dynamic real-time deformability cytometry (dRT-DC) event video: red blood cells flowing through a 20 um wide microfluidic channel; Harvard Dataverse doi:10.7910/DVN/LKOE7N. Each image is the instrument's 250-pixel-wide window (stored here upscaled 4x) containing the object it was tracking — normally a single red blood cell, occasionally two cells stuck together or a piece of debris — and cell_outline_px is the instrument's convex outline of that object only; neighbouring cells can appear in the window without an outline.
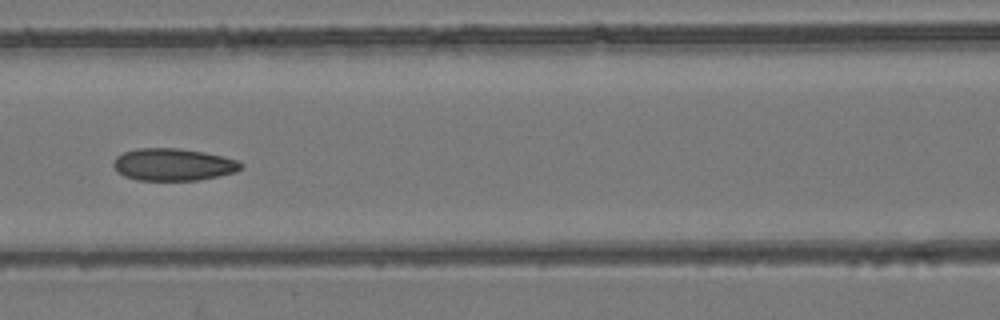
{"species": "common noctule bat (a hibernating species)", "species_latin": "Nyctalus noctula", "temperature_condition": "room temperature", "stored_images_in_passage": 7, "camera_frame_rate_fps": 3000, "um_per_image_px": 0.085, "animal": {"sex": "female", "body_mass_g": 24.6, "forearm_length_mm": 56.2}, "frame": {"image": 1, "passage_image": 7, "time_ms": 2.0, "image_size_px": [1000, 320], "cell_outline_px": [[244, 168], [236, 172], [196, 180], [136, 180], [124, 176], [116, 172], [112, 164], [112, 160], [116, 156], [124, 152], [136, 148], [180, 148], [204, 152], [224, 156], [236, 160], [244, 164]], "centroid_in_image_um": [14.7, 13.98], "position_along_channel_um": 151.9, "area_um2": 24.22}}